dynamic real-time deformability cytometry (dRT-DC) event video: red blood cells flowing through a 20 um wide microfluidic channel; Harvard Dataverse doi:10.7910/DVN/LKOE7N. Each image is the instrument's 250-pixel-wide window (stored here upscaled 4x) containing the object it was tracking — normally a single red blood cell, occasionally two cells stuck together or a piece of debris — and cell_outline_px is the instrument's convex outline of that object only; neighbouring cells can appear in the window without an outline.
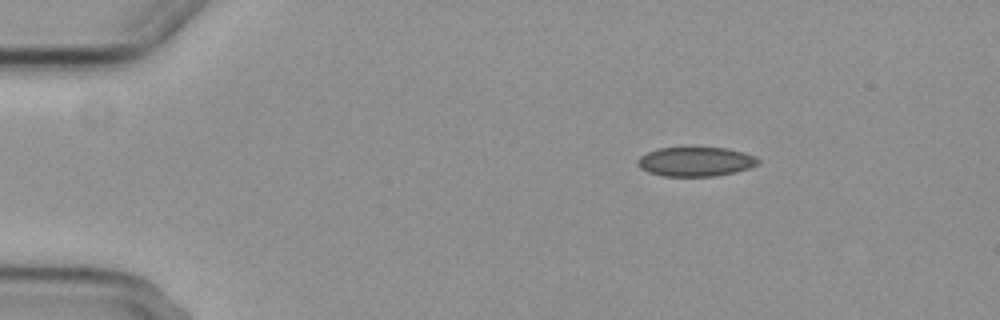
{"species": "common noctule bat (a hibernating species)", "species_latin": "Nyctalus noctula", "temperature_condition": "cold", "stored_images_in_passage": 5, "camera_frame_rate_fps": 3000, "um_per_image_px": 0.085, "animal": {"sex": "female", "body_mass_g": 29.2, "forearm_length_mm": 56.3}, "frame": {"image": 1, "passage_image": 1, "time_ms": 0.0, "image_size_px": [1000, 320], "cell_outline_px": [[760, 160], [756, 164], [748, 168], [736, 172], [716, 176], [664, 176], [648, 172], [640, 168], [636, 160], [640, 156], [656, 148], [724, 148], [744, 152], [756, 156]], "centroid_in_image_um": [59.11, 13.74], "position_along_channel_um": 25.9, "area_um2": 20.52}}